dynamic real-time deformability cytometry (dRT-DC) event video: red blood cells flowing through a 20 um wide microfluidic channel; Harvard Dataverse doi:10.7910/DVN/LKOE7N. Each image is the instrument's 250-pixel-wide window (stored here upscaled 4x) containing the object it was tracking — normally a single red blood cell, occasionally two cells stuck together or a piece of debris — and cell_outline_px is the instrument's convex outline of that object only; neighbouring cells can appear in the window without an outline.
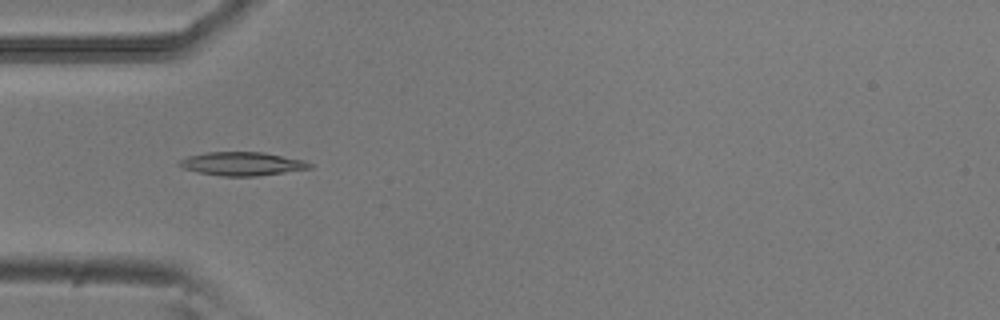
{"species": "common noctule bat (a hibernating species)", "species_latin": "Nyctalus noctula", "temperature_condition": "room temperature", "stored_images_in_passage": 8, "camera_frame_rate_fps": 3000, "um_per_image_px": 0.085, "animal": {"sex": "male", "body_mass_g": 20.5, "forearm_length_mm": 52.5}, "frame": {"image": 1, "passage_image": 4, "time_ms": 1.0, "image_size_px": [1000, 320], "cell_outline_px": [[312, 168], [256, 176], [220, 176], [196, 172], [184, 168], [176, 164], [180, 160], [188, 156], [204, 152], [264, 152], [304, 160], [312, 164]], "centroid_in_image_um": [20.55, 13.92], "position_along_channel_um": 64.4, "area_um2": 17.92}}
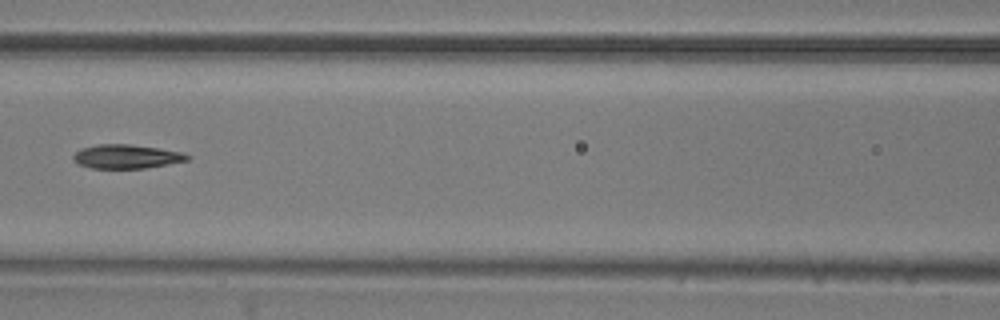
{"frame": {"image": 2, "passage_image": 6, "time_ms": 1.667, "image_size_px": [1000, 320], "cell_outline_px": [[192, 156], [188, 160], [168, 164], [144, 168], [92, 168], [76, 164], [72, 160], [72, 156], [80, 148], [96, 144], [128, 144], [160, 148], [184, 152]], "centroid_in_image_um": [10.73, 13.3], "position_along_channel_um": 155.9, "area_um2": 16.13}}
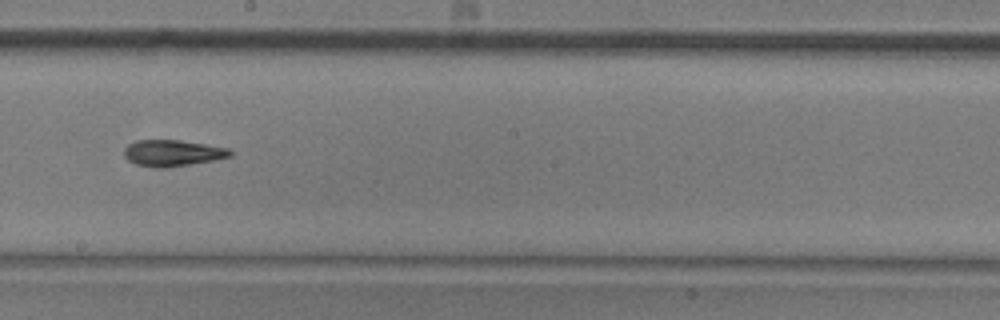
{"frame": {"image": 3, "passage_image": 8, "time_ms": 2.333, "image_size_px": [1000, 320], "cell_outline_px": [[232, 156], [212, 160], [164, 168], [156, 168], [136, 164], [128, 160], [124, 156], [124, 148], [128, 144], [136, 140], [180, 140], [232, 148]], "centroid_in_image_um": [14.67, 12.99], "position_along_channel_um": 233.5, "area_um2": 16.3}}